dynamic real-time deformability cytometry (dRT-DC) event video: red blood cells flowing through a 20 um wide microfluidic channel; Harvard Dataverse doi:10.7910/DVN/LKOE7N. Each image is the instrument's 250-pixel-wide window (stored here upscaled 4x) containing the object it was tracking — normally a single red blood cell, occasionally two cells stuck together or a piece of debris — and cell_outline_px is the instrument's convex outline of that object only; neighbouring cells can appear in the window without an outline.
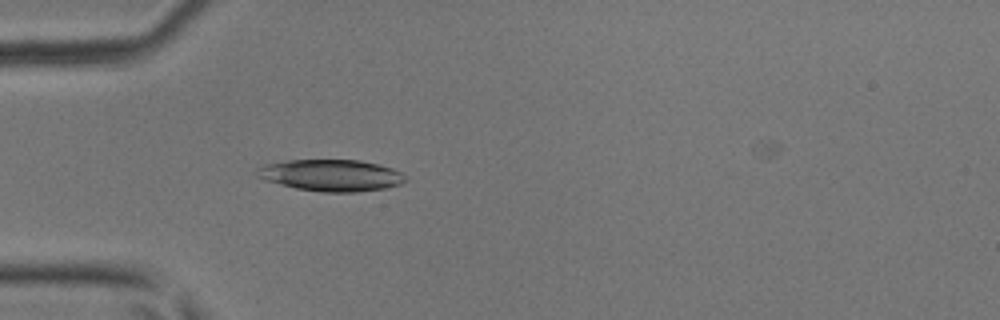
{"species": "common noctule bat (a hibernating species)", "species_latin": "Nyctalus noctula", "temperature_condition": "room temperature", "stored_images_in_passage": 46, "camera_frame_rate_fps": 3000, "um_per_image_px": 0.085, "animal": {"sex": "male", "body_mass_g": 17.9, "forearm_length_mm": 54.2}, "frame": {"image": 1, "passage_image": 14, "time_ms": 4.333, "image_size_px": [1000, 320], "cell_outline_px": [[408, 180], [400, 184], [388, 188], [356, 192], [320, 192], [296, 188], [264, 180], [256, 176], [256, 168], [264, 164], [288, 160], [360, 160], [392, 168], [400, 172]], "centroid_in_image_um": [28.13, 14.9], "position_along_channel_um": 56.9, "area_um2": 27.46}}
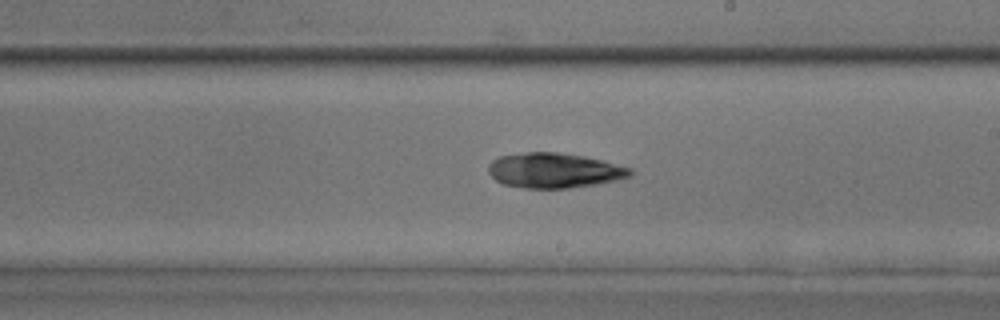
{"frame": {"image": 2, "passage_image": 27, "time_ms": 8.667, "image_size_px": [1000, 320], "cell_outline_px": [[632, 176], [616, 180], [596, 184], [568, 188], [524, 188], [504, 184], [496, 180], [488, 172], [488, 164], [492, 160], [500, 156], [524, 152], [556, 152], [584, 156], [632, 168]], "centroid_in_image_um": [47.09, 14.48], "position_along_channel_um": 241.9, "area_um2": 28.84}}
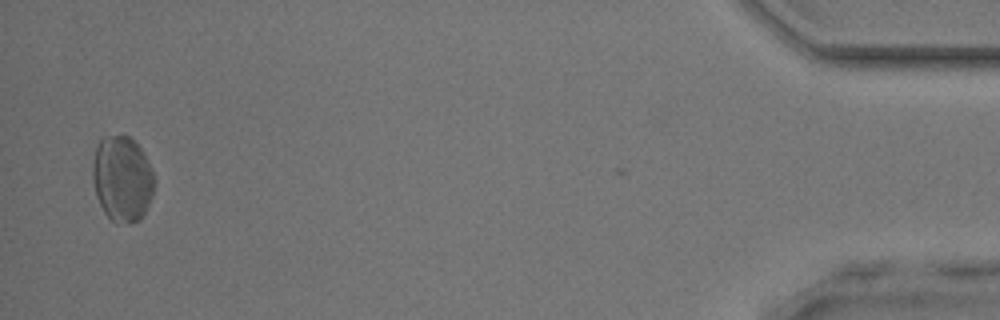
{"frame": {"image": 3, "passage_image": 45, "time_ms": 14.667, "image_size_px": [1000, 320], "cell_outline_px": [[156, 184], [152, 196], [140, 220], [116, 224], [104, 212], [96, 196], [92, 176], [92, 160], [96, 148], [100, 140], [104, 136], [128, 136], [140, 148], [156, 180]], "centroid_in_image_um": [10.37, 15.21], "position_along_channel_um": 424.8, "area_um2": 30.63}}